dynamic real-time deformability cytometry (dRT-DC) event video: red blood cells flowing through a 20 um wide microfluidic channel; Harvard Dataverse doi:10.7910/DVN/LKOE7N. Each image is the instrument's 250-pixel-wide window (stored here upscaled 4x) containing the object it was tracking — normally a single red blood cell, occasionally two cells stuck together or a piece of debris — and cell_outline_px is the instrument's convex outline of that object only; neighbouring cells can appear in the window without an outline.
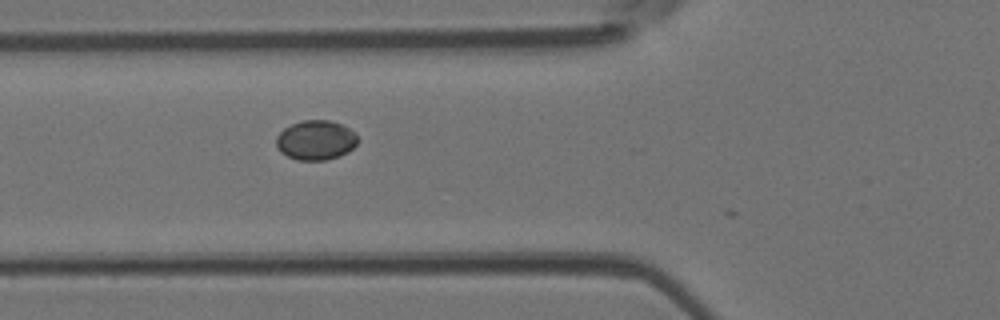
{"species": "Egyptian fruit bat (a non-hibernating species)", "species_latin": "Rousettus aegyptiacus", "temperature_condition": "room temperature", "stored_images_in_passage": 5, "camera_frame_rate_fps": 3000, "um_per_image_px": 0.085, "animal": {"sex": "female"}, "frame": {"image": 1, "passage_image": 5, "time_ms": 1.333, "image_size_px": [1000, 320], "cell_outline_px": [[356, 144], [348, 152], [340, 156], [324, 160], [296, 160], [280, 152], [276, 144], [276, 136], [284, 128], [292, 124], [304, 120], [328, 120], [340, 124], [356, 132]], "centroid_in_image_um": [26.83, 11.92], "position_along_channel_um": 99.0, "area_um2": 18.73}}